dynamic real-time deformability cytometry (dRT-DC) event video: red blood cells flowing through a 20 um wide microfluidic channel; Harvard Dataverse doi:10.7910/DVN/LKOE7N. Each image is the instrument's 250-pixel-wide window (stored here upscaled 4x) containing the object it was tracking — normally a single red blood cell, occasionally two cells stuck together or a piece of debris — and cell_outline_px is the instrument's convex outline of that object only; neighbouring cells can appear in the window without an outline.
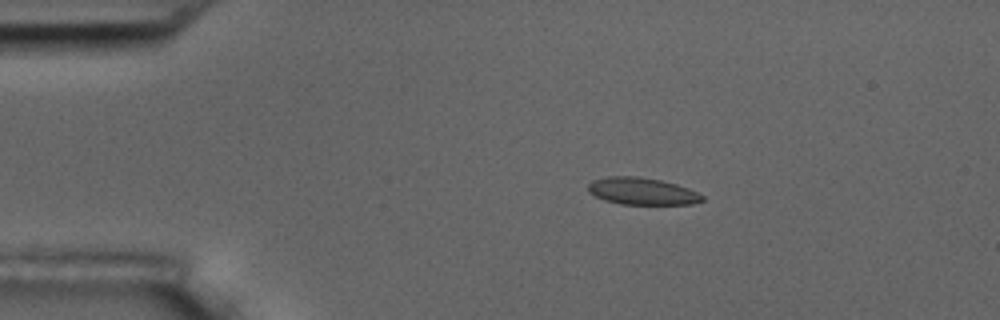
{"species": "common noctule bat (a hibernating species)", "species_latin": "Nyctalus noctula", "temperature_condition": "room temperature", "stored_images_in_passage": 6, "camera_frame_rate_fps": 3000, "um_per_image_px": 0.085, "animal": {"sex": "male", "body_mass_g": 17.5, "forearm_length_mm": 52.3}, "frame": {"image": 1, "passage_image": 3, "time_ms": 3.333, "image_size_px": [1000, 320], "cell_outline_px": [[704, 200], [692, 204], [620, 204], [604, 200], [588, 192], [588, 184], [592, 180], [608, 176], [640, 176], [660, 180], [676, 184], [688, 188], [704, 196]], "centroid_in_image_um": [54.55, 16.25], "position_along_channel_um": 30.4, "area_um2": 18.03}}
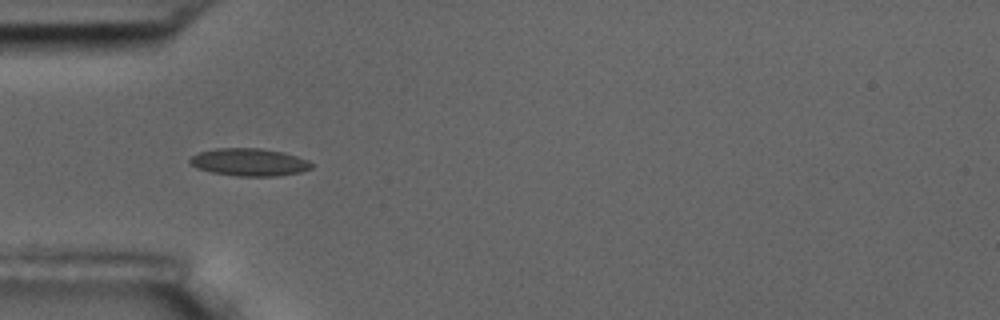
{"frame": {"image": 2, "passage_image": 5, "time_ms": 5.667, "image_size_px": [1000, 320], "cell_outline_px": [[312, 168], [300, 172], [276, 176], [236, 176], [212, 172], [196, 168], [188, 160], [192, 156], [200, 152], [216, 148], [260, 148], [284, 152], [308, 160], [312, 164]], "centroid_in_image_um": [21.19, 13.78], "position_along_channel_um": 63.8, "area_um2": 19.48}}